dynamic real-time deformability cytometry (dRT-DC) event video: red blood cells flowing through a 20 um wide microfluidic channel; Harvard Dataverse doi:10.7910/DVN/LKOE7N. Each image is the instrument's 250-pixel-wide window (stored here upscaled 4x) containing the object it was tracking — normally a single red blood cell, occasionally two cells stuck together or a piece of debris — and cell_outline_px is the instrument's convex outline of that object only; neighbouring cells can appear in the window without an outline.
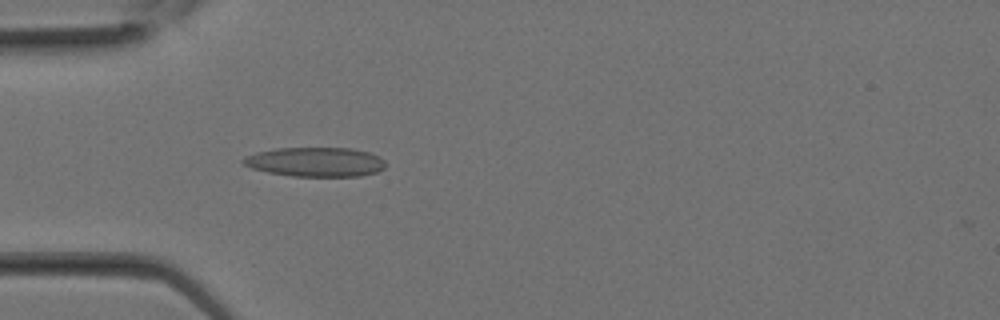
{"species": "Egyptian fruit bat (a non-hibernating species)", "species_latin": "Rousettus aegyptiacus", "temperature_condition": "room temperature", "stored_images_in_passage": 15, "camera_frame_rate_fps": 3000, "um_per_image_px": 0.085, "animal": {"sex": "female"}, "frame": {"image": 1, "passage_image": 8, "time_ms": 2.333, "image_size_px": [1000, 320], "cell_outline_px": [[384, 168], [376, 172], [360, 176], [292, 176], [268, 172], [252, 168], [244, 164], [240, 160], [244, 156], [256, 152], [276, 148], [352, 148], [368, 152], [384, 160]], "centroid_in_image_um": [26.77, 13.76], "position_along_channel_um": 58.2, "area_um2": 24.28}}
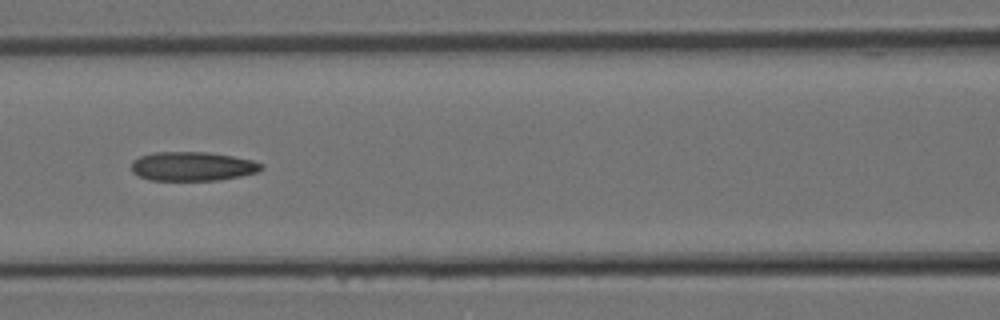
{"frame": {"image": 2, "passage_image": 12, "time_ms": 3.667, "image_size_px": [1000, 320], "cell_outline_px": [[264, 168], [256, 172], [240, 176], [220, 180], [148, 180], [132, 172], [132, 160], [140, 156], [152, 152], [208, 152], [232, 156], [252, 160], [264, 164]], "centroid_in_image_um": [16.36, 14.13], "position_along_channel_um": 150.2, "area_um2": 22.08}}
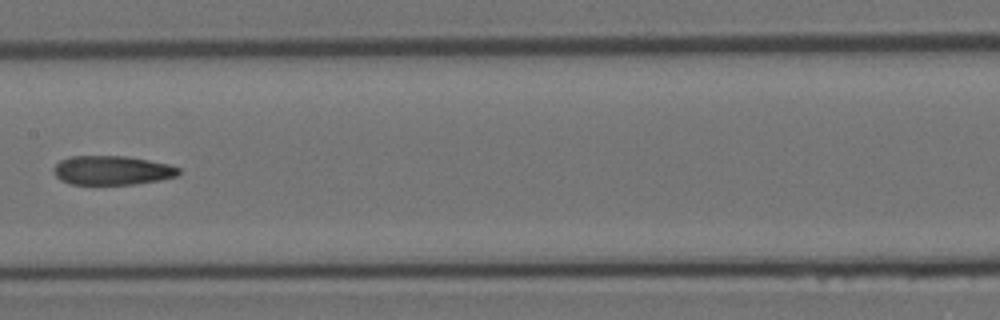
{"frame": {"image": 3, "passage_image": 14, "time_ms": 4.333, "image_size_px": [1000, 320], "cell_outline_px": [[180, 172], [176, 176], [160, 180], [132, 184], [72, 184], [60, 180], [52, 172], [52, 168], [60, 160], [68, 156], [128, 156], [168, 164], [180, 168]], "centroid_in_image_um": [9.49, 14.47], "position_along_channel_um": 197.9, "area_um2": 21.27}}